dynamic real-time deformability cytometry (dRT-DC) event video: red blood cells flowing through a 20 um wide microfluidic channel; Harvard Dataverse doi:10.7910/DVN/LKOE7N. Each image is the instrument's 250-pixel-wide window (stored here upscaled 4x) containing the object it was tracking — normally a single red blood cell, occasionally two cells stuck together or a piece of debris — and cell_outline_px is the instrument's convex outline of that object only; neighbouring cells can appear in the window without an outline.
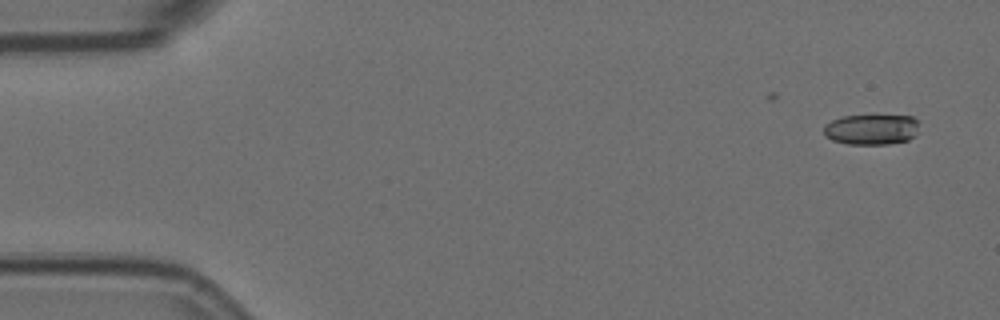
{"species": "Egyptian fruit bat (a non-hibernating species)", "species_latin": "Rousettus aegyptiacus", "temperature_condition": "room temperature", "stored_images_in_passage": 5, "camera_frame_rate_fps": 3000, "um_per_image_px": 0.085, "animal": {"sex": "female"}, "frame": {"image": 1, "passage_image": 1, "time_ms": 0.0, "image_size_px": [1000, 320], "cell_outline_px": [[916, 136], [908, 140], [888, 144], [848, 144], [832, 140], [824, 136], [824, 124], [840, 116], [912, 116], [916, 120]], "centroid_in_image_um": [74.02, 11.01], "position_along_channel_um": 11.0, "area_um2": 16.88}}
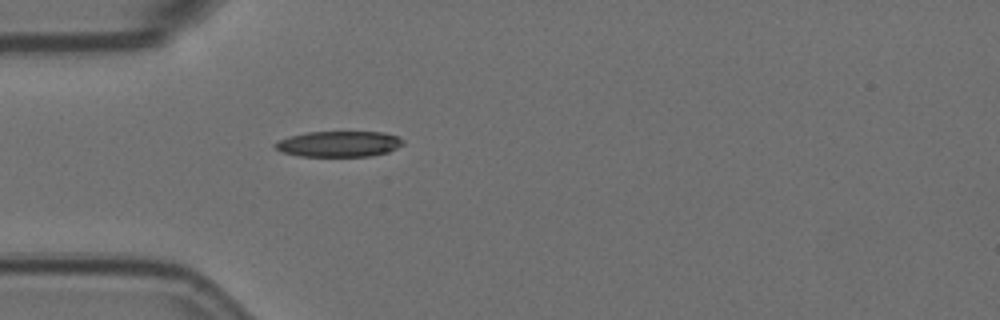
{"frame": {"image": 2, "passage_image": 5, "time_ms": 1.333, "image_size_px": [1000, 320], "cell_outline_px": [[404, 144], [388, 152], [368, 156], [300, 156], [284, 152], [276, 148], [272, 144], [288, 136], [308, 132], [384, 132], [396, 136], [404, 140]], "centroid_in_image_um": [28.81, 12.23], "position_along_channel_um": 56.2, "area_um2": 19.07}}